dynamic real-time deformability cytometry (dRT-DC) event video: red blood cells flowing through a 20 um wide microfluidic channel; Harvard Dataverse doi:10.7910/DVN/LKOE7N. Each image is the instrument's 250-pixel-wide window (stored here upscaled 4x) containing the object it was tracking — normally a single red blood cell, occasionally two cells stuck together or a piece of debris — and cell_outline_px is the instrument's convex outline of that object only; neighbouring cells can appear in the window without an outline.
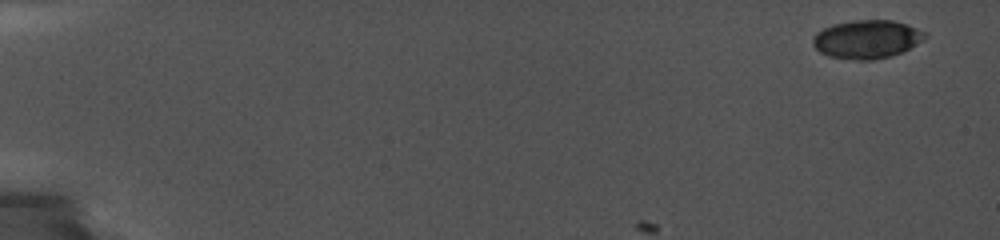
{"species": "common noctule bat (a hibernating species)", "species_latin": "Nyctalus noctula", "temperature_condition": "cold", "stored_images_in_passage": 5, "camera_frame_rate_fps": 5000, "um_per_image_px": 0.085, "animal": {"sex": "female", "body_mass_g": 19.0, "forearm_length_mm": 56.7}, "frame": {"image": 1, "passage_image": 1, "time_ms": 0.0, "image_size_px": [1000, 240], "cell_outline_px": [[928, 36], [916, 44], [892, 56], [872, 60], [856, 60], [828, 56], [820, 52], [812, 44], [812, 36], [816, 32], [832, 24], [856, 20], [892, 20], [908, 24], [928, 32]], "centroid_in_image_um": [73.68, 3.33], "position_along_channel_um": 11.3, "area_um2": 25.26}}